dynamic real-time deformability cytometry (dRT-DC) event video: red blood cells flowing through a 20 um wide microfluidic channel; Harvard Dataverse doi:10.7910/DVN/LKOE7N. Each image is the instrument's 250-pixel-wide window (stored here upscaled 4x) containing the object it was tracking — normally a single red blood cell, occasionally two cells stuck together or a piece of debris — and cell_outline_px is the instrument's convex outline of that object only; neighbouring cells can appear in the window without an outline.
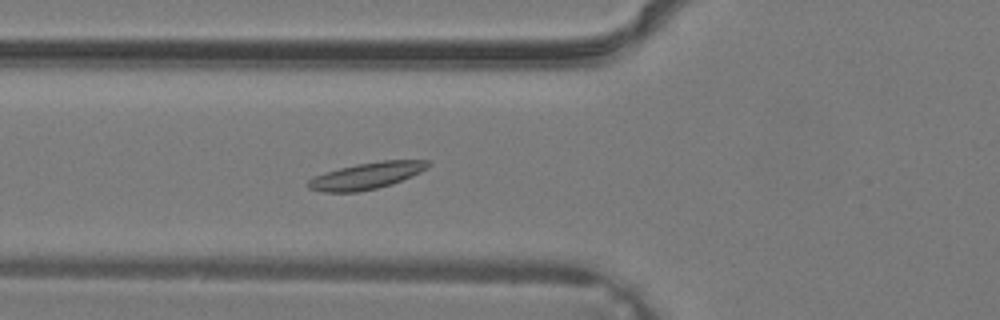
{"species": "common noctule bat (a hibernating species)", "species_latin": "Nyctalus noctula", "temperature_condition": "warm", "stored_images_in_passage": 27, "camera_frame_rate_fps": 3000, "um_per_image_px": 0.085, "animal": {"sex": "male", "body_mass_g": 19.2, "forearm_length_mm": 51.8}, "frame": {"image": 1, "passage_image": 3, "time_ms": 0.667, "image_size_px": [1000, 320], "cell_outline_px": [[432, 164], [420, 172], [392, 184], [376, 188], [356, 192], [324, 192], [308, 188], [308, 180], [312, 176], [324, 172], [356, 164], [384, 160], [432, 160]], "centroid_in_image_um": [31.15, 14.93], "position_along_channel_um": 94.6, "area_um2": 18.55}}
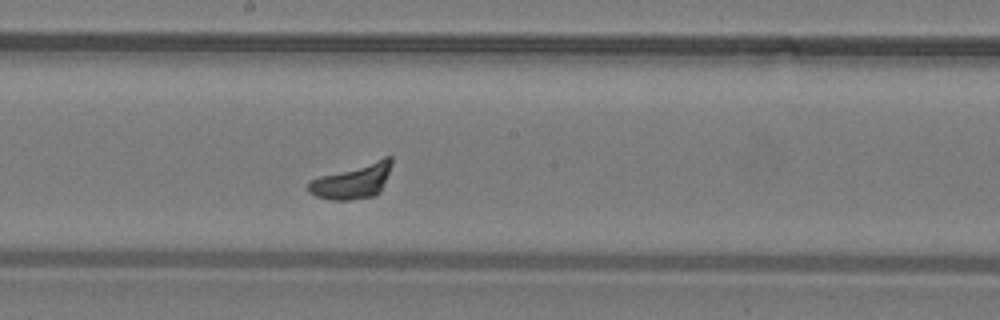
{"frame": {"image": 2, "passage_image": 10, "time_ms": 3.0, "image_size_px": [1000, 320], "cell_outline_px": [[392, 164], [380, 192], [372, 196], [348, 200], [332, 200], [316, 196], [308, 192], [308, 184], [312, 180], [320, 176], [384, 156], [392, 156]], "centroid_in_image_um": [29.99, 15.37], "position_along_channel_um": 218.2, "area_um2": 16.88}}
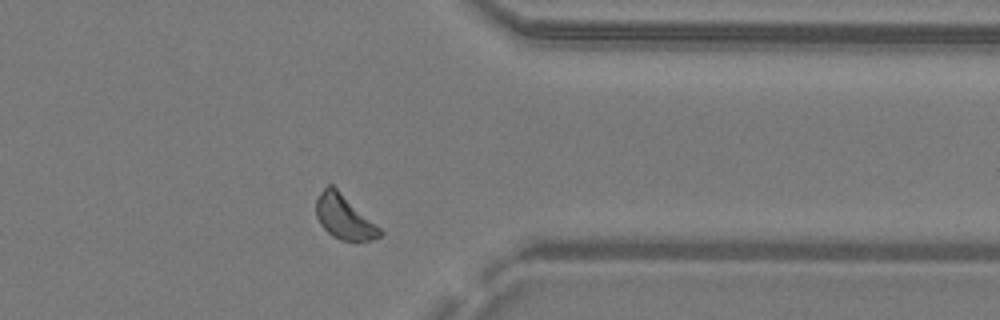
{"frame": {"image": 3, "passage_image": 20, "time_ms": 6.333, "image_size_px": [1000, 320], "cell_outline_px": [[384, 232], [380, 236], [368, 240], [340, 240], [332, 236], [320, 224], [316, 216], [316, 200], [320, 192], [328, 184], [332, 184], [380, 228]], "centroid_in_image_um": [29.22, 18.44], "position_along_channel_um": 382.2, "area_um2": 16.07}}